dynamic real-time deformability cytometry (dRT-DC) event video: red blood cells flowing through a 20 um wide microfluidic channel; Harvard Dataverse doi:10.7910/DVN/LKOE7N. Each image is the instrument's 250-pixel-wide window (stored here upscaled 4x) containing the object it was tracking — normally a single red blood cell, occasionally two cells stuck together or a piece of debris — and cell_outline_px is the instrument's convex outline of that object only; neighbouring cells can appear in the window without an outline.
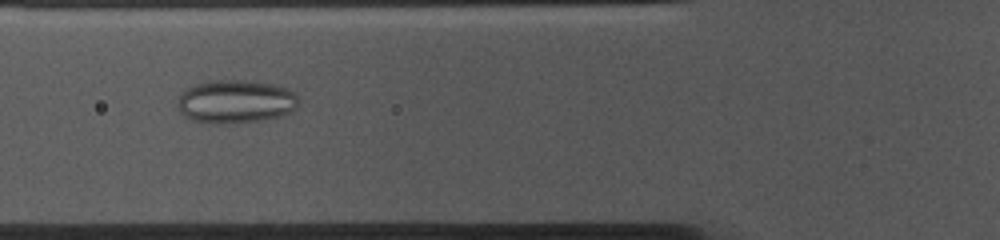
{"species": "common noctule bat (a hibernating species)", "species_latin": "Nyctalus noctula", "temperature_condition": "cold", "stored_images_in_passage": 53, "camera_frame_rate_fps": 3000, "um_per_image_px": 0.085, "animal": {"sex": "female", "body_mass_g": 10.0, "forearm_length_mm": 53.1}, "frame": {"image": 1, "passage_image": 18, "time_ms": 5.667, "image_size_px": [1000, 240], "cell_outline_px": [[300, 104], [292, 112], [280, 116], [260, 120], [224, 124], [212, 124], [192, 120], [184, 116], [176, 108], [176, 104], [184, 88], [208, 80], [244, 80], [276, 84], [292, 88], [300, 100]], "centroid_in_image_um": [20.05, 8.62], "position_along_channel_um": 105.8, "area_um2": 31.33}}
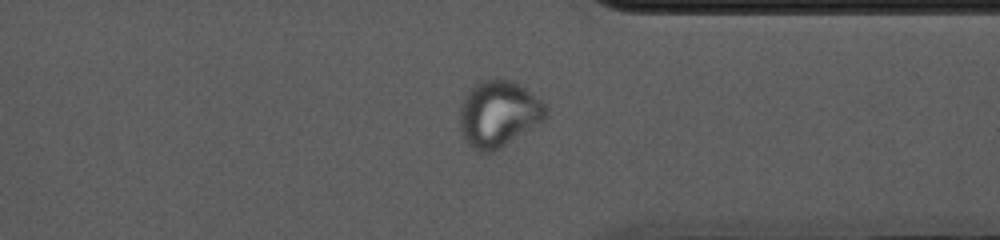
{"frame": {"image": 2, "passage_image": 40, "time_ms": 13.0, "image_size_px": [1000, 240], "cell_outline_px": [[548, 120], [500, 148], [492, 152], [476, 152], [464, 140], [460, 132], [460, 104], [464, 96], [480, 80], [512, 80], [520, 84], [540, 100], [548, 108]], "centroid_in_image_um": [42.4, 9.71], "position_along_channel_um": 369.0, "area_um2": 33.7}}
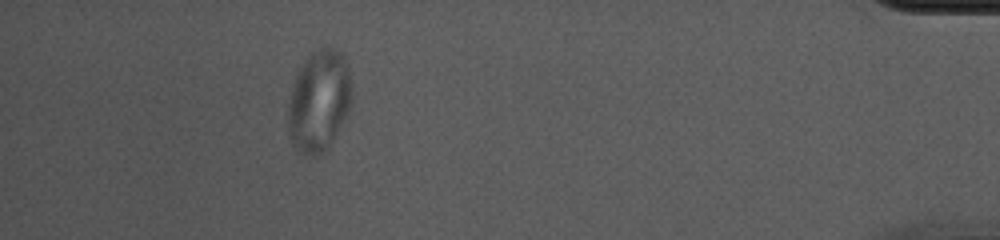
{"frame": {"image": 3, "passage_image": 48, "time_ms": 15.667, "image_size_px": [1000, 240], "cell_outline_px": [[352, 100], [348, 112], [328, 152], [320, 156], [308, 156], [300, 152], [292, 144], [288, 132], [288, 104], [292, 88], [296, 76], [304, 60], [312, 48], [332, 48], [340, 52], [344, 56], [348, 64], [352, 88]], "centroid_in_image_um": [27.13, 8.61], "position_along_channel_um": 408.1, "area_um2": 38.49}}